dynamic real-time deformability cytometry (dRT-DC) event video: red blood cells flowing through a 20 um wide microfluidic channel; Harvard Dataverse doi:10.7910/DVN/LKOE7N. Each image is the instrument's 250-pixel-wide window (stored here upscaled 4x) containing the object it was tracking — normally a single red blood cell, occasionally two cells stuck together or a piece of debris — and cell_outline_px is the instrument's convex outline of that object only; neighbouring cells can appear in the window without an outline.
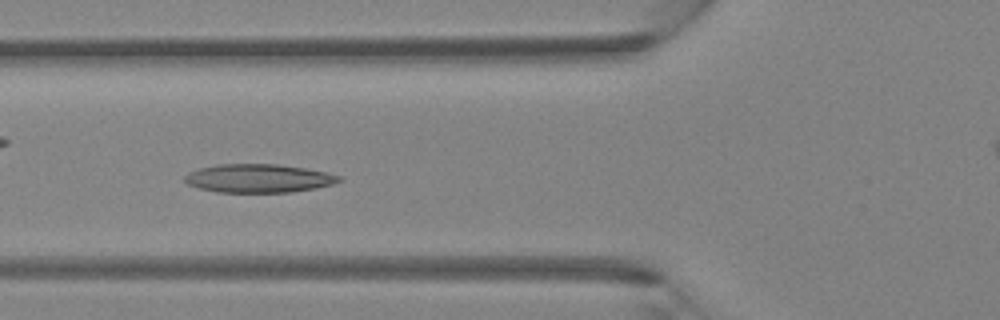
{"species": "Egyptian fruit bat (a non-hibernating species)", "species_latin": "Rousettus aegyptiacus", "temperature_condition": "room temperature", "stored_images_in_passage": 45, "camera_frame_rate_fps": 3000, "um_per_image_px": 0.085, "animal": {"sex": "female"}, "frame": {"image": 1, "passage_image": 16, "time_ms": 5.0, "image_size_px": [1000, 320], "cell_outline_px": [[344, 180], [332, 184], [316, 188], [292, 192], [216, 192], [200, 188], [188, 184], [184, 180], [184, 176], [188, 172], [200, 168], [216, 164], [276, 164], [304, 168], [328, 172], [340, 176]], "centroid_in_image_um": [21.99, 15.15], "position_along_channel_um": 103.8, "area_um2": 25.66}}
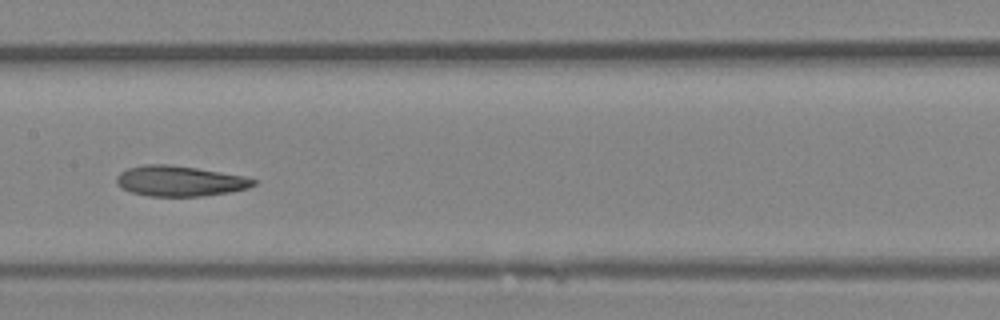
{"frame": {"image": 2, "passage_image": 22, "time_ms": 7.0, "image_size_px": [1000, 320], "cell_outline_px": [[256, 184], [248, 188], [228, 192], [200, 196], [148, 196], [132, 192], [120, 188], [116, 184], [116, 176], [120, 172], [128, 168], [144, 164], [168, 164], [196, 168], [244, 176], [256, 180]], "centroid_in_image_um": [15.23, 15.38], "position_along_channel_um": 192.2, "area_um2": 24.22}}
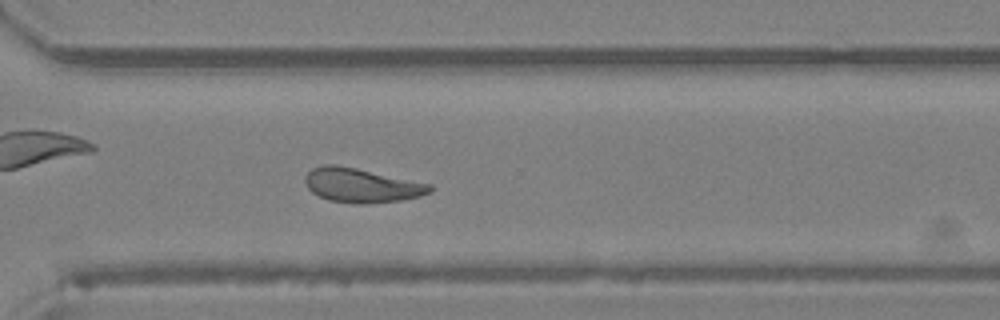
{"frame": {"image": 3, "passage_image": 32, "time_ms": 10.333, "image_size_px": [1000, 320], "cell_outline_px": [[436, 188], [432, 192], [420, 196], [400, 200], [368, 204], [360, 204], [328, 200], [312, 192], [304, 184], [304, 176], [312, 168], [324, 164], [336, 164], [356, 168], [432, 184]], "centroid_in_image_um": [30.74, 15.75], "position_along_channel_um": 339.9, "area_um2": 25.09}}